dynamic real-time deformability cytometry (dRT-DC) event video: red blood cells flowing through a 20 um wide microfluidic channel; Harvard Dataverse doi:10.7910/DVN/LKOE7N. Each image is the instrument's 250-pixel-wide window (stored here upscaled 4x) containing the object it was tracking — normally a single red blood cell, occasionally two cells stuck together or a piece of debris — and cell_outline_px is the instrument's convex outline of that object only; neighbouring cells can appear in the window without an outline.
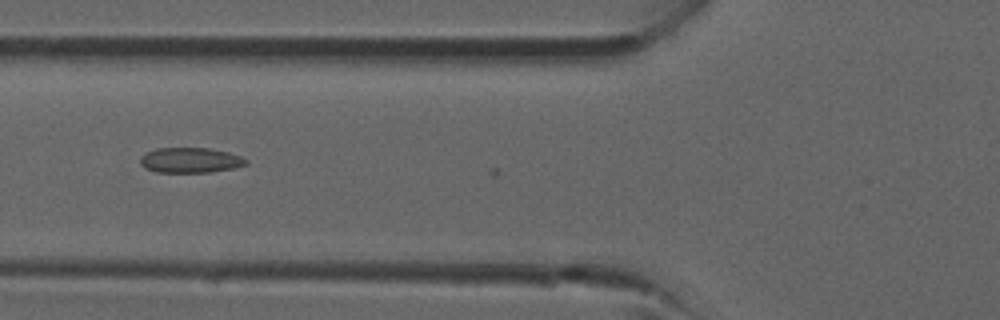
{"species": "common noctule bat (a hibernating species)", "species_latin": "Nyctalus noctula", "temperature_condition": "room temperature", "stored_images_in_passage": 5, "camera_frame_rate_fps": 3000, "um_per_image_px": 0.085, "animal": {"sex": "male", "forearm_length_mm": 52.5}, "frame": {"image": 1, "passage_image": 3, "time_ms": 0.667, "image_size_px": [1000, 320], "cell_outline_px": [[248, 164], [232, 168], [208, 172], [156, 172], [144, 168], [140, 164], [140, 156], [144, 152], [156, 148], [208, 148], [228, 152], [240, 156], [248, 160]], "centroid_in_image_um": [16.13, 13.61], "position_along_channel_um": 109.7, "area_um2": 15.61}}